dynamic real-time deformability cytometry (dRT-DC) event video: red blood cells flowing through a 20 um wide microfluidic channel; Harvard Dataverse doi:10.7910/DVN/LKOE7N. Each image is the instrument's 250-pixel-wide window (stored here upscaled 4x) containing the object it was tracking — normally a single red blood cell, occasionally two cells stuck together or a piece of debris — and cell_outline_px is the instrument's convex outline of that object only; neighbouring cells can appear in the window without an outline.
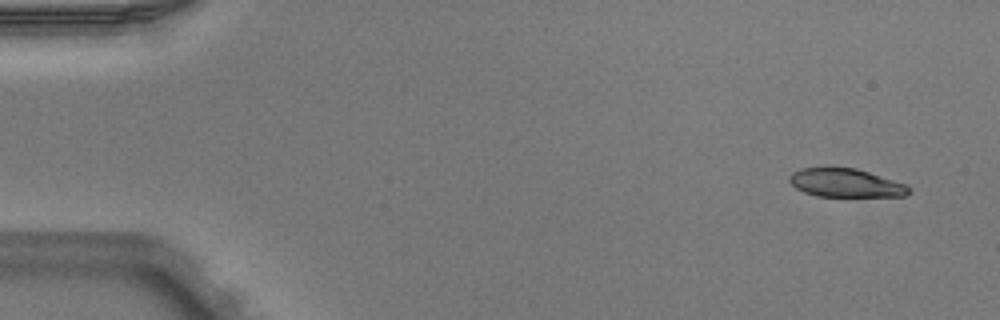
{"species": "Egyptian fruit bat (a non-hibernating species)", "species_latin": "Rousettus aegyptiacus", "temperature_condition": "warm", "stored_images_in_passage": 4, "camera_frame_rate_fps": 3000, "um_per_image_px": 0.085, "animal": {"sex": "male"}, "frame": {"image": 1, "passage_image": 1, "time_ms": 0.0, "image_size_px": [1000, 320], "cell_outline_px": [[912, 192], [908, 196], [816, 196], [804, 192], [796, 188], [788, 180], [788, 176], [792, 172], [800, 168], [828, 164], [856, 168], [908, 184], [912, 188]], "centroid_in_image_um": [71.87, 15.5], "position_along_channel_um": 13.1, "area_um2": 20.81}}